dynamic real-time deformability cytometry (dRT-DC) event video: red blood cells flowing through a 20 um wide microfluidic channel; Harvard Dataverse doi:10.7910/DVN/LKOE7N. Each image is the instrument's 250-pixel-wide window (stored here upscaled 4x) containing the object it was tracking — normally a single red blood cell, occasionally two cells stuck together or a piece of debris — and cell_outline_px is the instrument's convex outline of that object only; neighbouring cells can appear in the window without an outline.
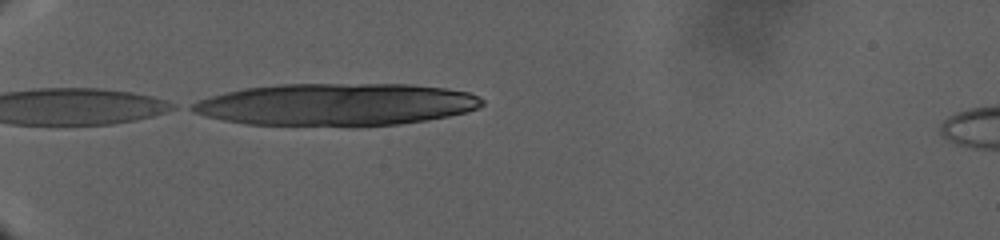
{"species": "human", "species_latin": "Homo sapiens", "temperature_condition": "warm", "stored_images_in_passage": 5, "camera_frame_rate_fps": 3000, "um_per_image_px": 0.085, "donor": {"sex": "male"}, "frame": {"image": 1, "passage_image": 1, "time_ms": 0.0, "image_size_px": [1000, 240], "cell_outline_px": [[484, 104], [476, 108], [464, 112], [448, 116], [428, 120], [400, 124], [356, 128], [352, 128], [244, 124], [204, 116], [192, 112], [184, 108], [200, 100], [212, 96], [244, 88], [276, 84], [412, 84], [444, 88], [468, 92], [484, 100]], "centroid_in_image_um": [28.55, 8.91], "position_along_channel_um": 56.5, "area_um2": 72.77}}